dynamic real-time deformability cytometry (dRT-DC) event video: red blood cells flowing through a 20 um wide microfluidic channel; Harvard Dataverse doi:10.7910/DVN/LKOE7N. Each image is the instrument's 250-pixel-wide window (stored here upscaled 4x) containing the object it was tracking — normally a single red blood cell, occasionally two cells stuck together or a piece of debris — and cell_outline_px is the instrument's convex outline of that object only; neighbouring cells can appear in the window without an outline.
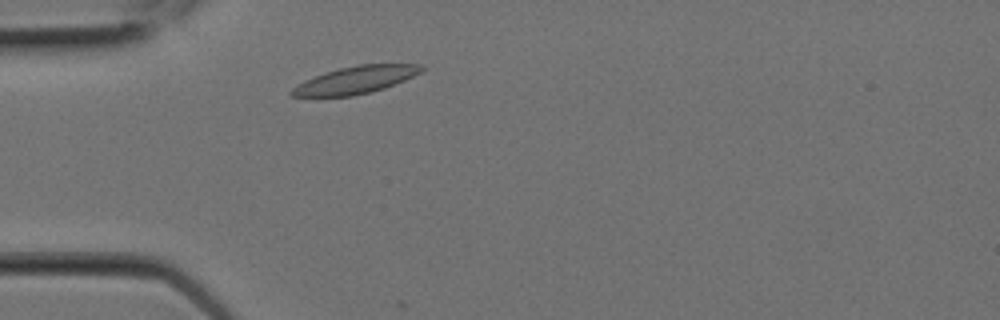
{"species": "Egyptian fruit bat (a non-hibernating species)", "species_latin": "Rousettus aegyptiacus", "temperature_condition": "room temperature", "stored_images_in_passage": 2, "camera_frame_rate_fps": 3000, "um_per_image_px": 0.085, "animal": {"sex": "female"}, "frame": {"image": 1, "passage_image": 2, "time_ms": 0.333, "image_size_px": [1000, 320], "cell_outline_px": [[424, 68], [420, 72], [404, 80], [384, 88], [352, 96], [292, 96], [288, 92], [292, 88], [304, 80], [340, 68], [360, 64], [420, 64]], "centroid_in_image_um": [30.21, 6.79], "position_along_channel_um": 54.8, "area_um2": 20.23}}